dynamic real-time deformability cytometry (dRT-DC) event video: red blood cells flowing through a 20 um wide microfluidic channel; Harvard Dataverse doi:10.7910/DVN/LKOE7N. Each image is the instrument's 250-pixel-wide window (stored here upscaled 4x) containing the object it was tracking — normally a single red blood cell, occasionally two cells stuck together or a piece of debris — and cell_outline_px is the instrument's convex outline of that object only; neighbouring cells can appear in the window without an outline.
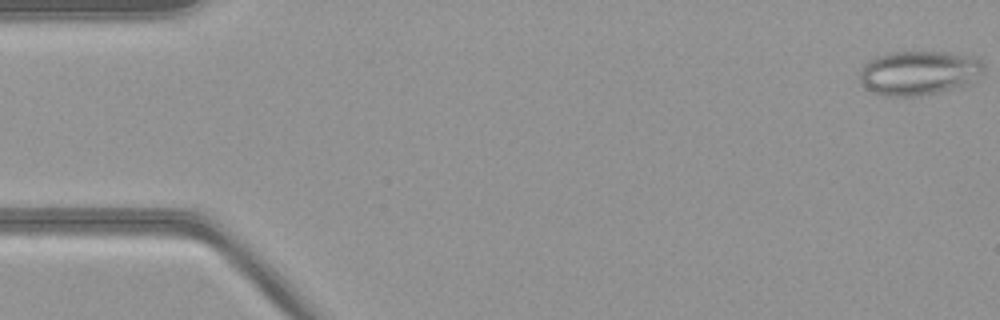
{"species": "common noctule bat (a hibernating species)", "species_latin": "Nyctalus noctula", "temperature_condition": "warm", "stored_images_in_passage": 52, "camera_frame_rate_fps": 3000, "um_per_image_px": 0.085, "animal": {"sex": "female", "body_mass_g": 21.9}, "frame": {"image": 1, "passage_image": 1, "time_ms": 0.0, "image_size_px": [1000, 320], "cell_outline_px": [[984, 72], [972, 84], [960, 88], [920, 96], [888, 96], [872, 92], [860, 80], [860, 72], [864, 64], [868, 60], [876, 56], [888, 52], [944, 52], [972, 56], [980, 60], [984, 64]], "centroid_in_image_um": [78.16, 6.2], "position_along_channel_um": 6.8, "area_um2": 32.43}}
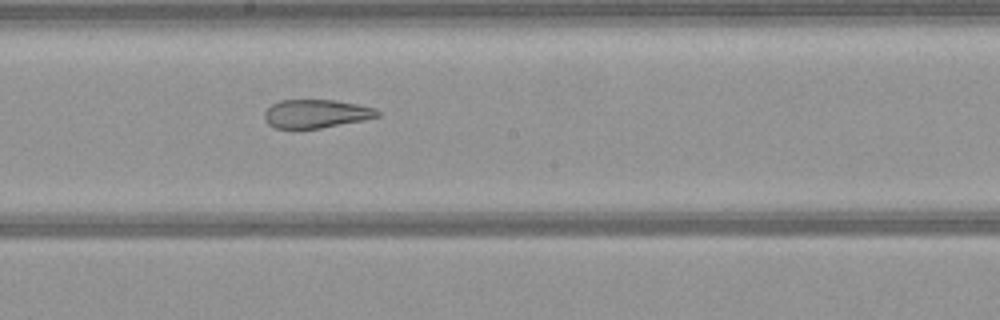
{"frame": {"image": 2, "passage_image": 28, "time_ms": 9.0, "image_size_px": [1000, 320], "cell_outline_px": [[380, 116], [364, 120], [320, 128], [276, 128], [268, 124], [264, 120], [264, 112], [272, 104], [280, 100], [336, 100], [360, 104], [376, 108], [380, 112]], "centroid_in_image_um": [26.89, 9.66], "position_along_channel_um": 221.3, "area_um2": 18.84}}
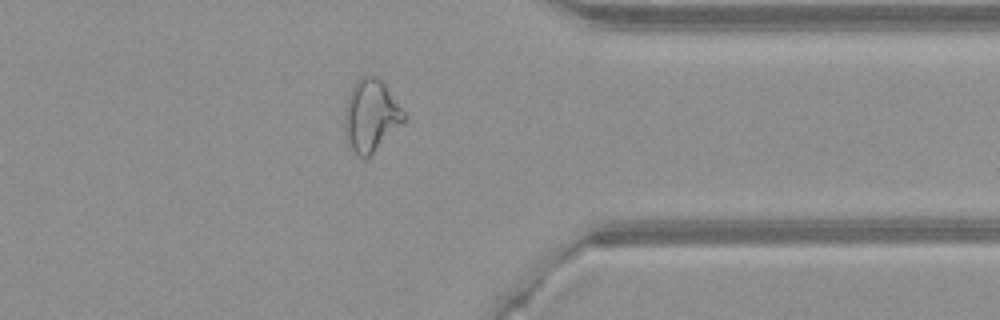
{"frame": {"image": 3, "passage_image": 41, "time_ms": 13.333, "image_size_px": [1000, 320], "cell_outline_px": [[408, 116], [368, 156], [360, 156], [352, 148], [344, 136], [344, 112], [348, 96], [352, 88], [360, 76], [376, 76], [384, 84]], "centroid_in_image_um": [31.5, 9.78], "position_along_channel_um": 379.9, "area_um2": 24.16}}